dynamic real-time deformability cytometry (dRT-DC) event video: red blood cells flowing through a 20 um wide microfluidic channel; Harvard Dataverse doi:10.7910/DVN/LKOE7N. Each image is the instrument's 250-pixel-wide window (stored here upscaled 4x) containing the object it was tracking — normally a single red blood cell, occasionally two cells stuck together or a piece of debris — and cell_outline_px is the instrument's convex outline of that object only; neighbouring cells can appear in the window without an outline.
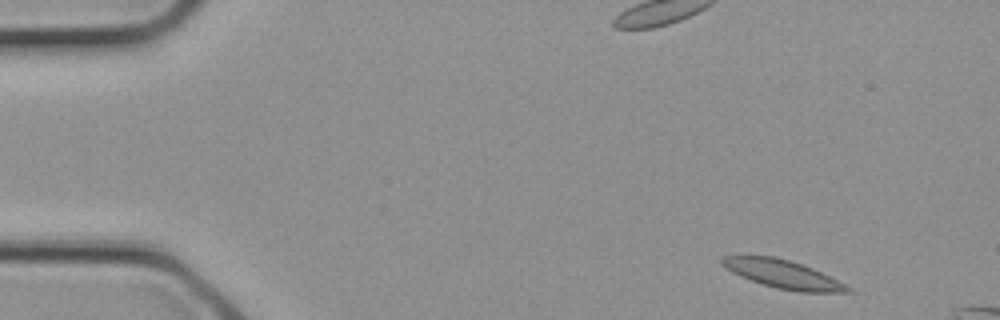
{"species": "common noctule bat (a hibernating species)", "species_latin": "Nyctalus noctula", "temperature_condition": "cold", "stored_images_in_passage": 2, "camera_frame_rate_fps": 3000, "um_per_image_px": 0.085, "animal": {"sex": "female", "body_mass_g": 21.9}, "frame": {"image": 1, "passage_image": 2, "time_ms": 0.333, "image_size_px": [1000, 320], "cell_outline_px": [[852, 292], [800, 292], [776, 288], [740, 276], [732, 272], [720, 264], [720, 256], [772, 256], [788, 260], [812, 268], [852, 288]], "centroid_in_image_um": [66.51, 23.3], "position_along_channel_um": 18.5, "area_um2": 20.29}}